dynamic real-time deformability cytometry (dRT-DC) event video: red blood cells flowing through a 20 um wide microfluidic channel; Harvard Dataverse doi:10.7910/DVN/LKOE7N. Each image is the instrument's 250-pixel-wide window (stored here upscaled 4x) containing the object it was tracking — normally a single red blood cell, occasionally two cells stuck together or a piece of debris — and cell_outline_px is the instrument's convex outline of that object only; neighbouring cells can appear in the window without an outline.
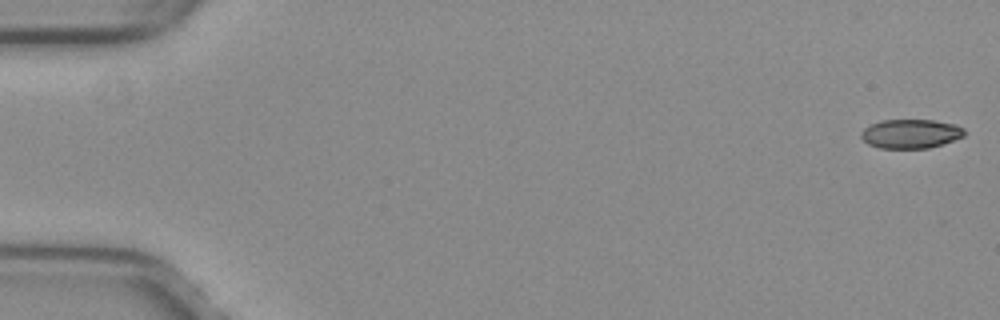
{"species": "common noctule bat (a hibernating species)", "species_latin": "Nyctalus noctula", "temperature_condition": "warm", "stored_images_in_passage": 18, "camera_frame_rate_fps": 3000, "um_per_image_px": 0.085, "animal": {"sex": "female", "body_mass_g": 29.2, "forearm_length_mm": 56.3}, "frame": {"image": 1, "passage_image": 1, "time_ms": 0.0, "image_size_px": [1000, 320], "cell_outline_px": [[964, 136], [928, 148], [880, 148], [868, 144], [860, 136], [860, 132], [864, 128], [880, 120], [932, 120], [956, 124], [964, 128]], "centroid_in_image_um": [77.38, 11.36], "position_along_channel_um": 7.6, "area_um2": 17.4}}